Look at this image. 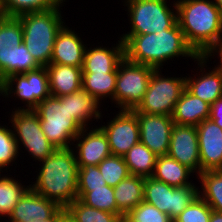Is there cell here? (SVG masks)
I'll return each mask as SVG.
<instances>
[{
    "label": "cell",
    "mask_w": 222,
    "mask_h": 222,
    "mask_svg": "<svg viewBox=\"0 0 222 222\" xmlns=\"http://www.w3.org/2000/svg\"><path fill=\"white\" fill-rule=\"evenodd\" d=\"M125 58L136 64L149 65L160 69L167 60L176 57H199L188 45L176 22L170 29L143 35H121Z\"/></svg>",
    "instance_id": "6da1fadb"
},
{
    "label": "cell",
    "mask_w": 222,
    "mask_h": 222,
    "mask_svg": "<svg viewBox=\"0 0 222 222\" xmlns=\"http://www.w3.org/2000/svg\"><path fill=\"white\" fill-rule=\"evenodd\" d=\"M75 149H56L40 162L36 181L30 187L44 198L66 208L77 199L78 164Z\"/></svg>",
    "instance_id": "7a4b0ae2"
},
{
    "label": "cell",
    "mask_w": 222,
    "mask_h": 222,
    "mask_svg": "<svg viewBox=\"0 0 222 222\" xmlns=\"http://www.w3.org/2000/svg\"><path fill=\"white\" fill-rule=\"evenodd\" d=\"M177 23L188 45L203 56L222 39V14L213 0H175Z\"/></svg>",
    "instance_id": "3957f363"
},
{
    "label": "cell",
    "mask_w": 222,
    "mask_h": 222,
    "mask_svg": "<svg viewBox=\"0 0 222 222\" xmlns=\"http://www.w3.org/2000/svg\"><path fill=\"white\" fill-rule=\"evenodd\" d=\"M63 4L46 11L17 16L22 24L23 43L41 67L50 64L56 35L65 25L60 10Z\"/></svg>",
    "instance_id": "277c9868"
},
{
    "label": "cell",
    "mask_w": 222,
    "mask_h": 222,
    "mask_svg": "<svg viewBox=\"0 0 222 222\" xmlns=\"http://www.w3.org/2000/svg\"><path fill=\"white\" fill-rule=\"evenodd\" d=\"M33 110L38 114L42 130L53 146L57 149L72 148L73 140L83 127L68 110V95H50Z\"/></svg>",
    "instance_id": "5b68a950"
},
{
    "label": "cell",
    "mask_w": 222,
    "mask_h": 222,
    "mask_svg": "<svg viewBox=\"0 0 222 222\" xmlns=\"http://www.w3.org/2000/svg\"><path fill=\"white\" fill-rule=\"evenodd\" d=\"M130 30L123 35H143L170 29L177 22L176 2L167 0H124Z\"/></svg>",
    "instance_id": "8992f818"
},
{
    "label": "cell",
    "mask_w": 222,
    "mask_h": 222,
    "mask_svg": "<svg viewBox=\"0 0 222 222\" xmlns=\"http://www.w3.org/2000/svg\"><path fill=\"white\" fill-rule=\"evenodd\" d=\"M184 89L185 77H165L162 75L161 69H155L142 101L132 111L172 116L176 102Z\"/></svg>",
    "instance_id": "52a82bcc"
},
{
    "label": "cell",
    "mask_w": 222,
    "mask_h": 222,
    "mask_svg": "<svg viewBox=\"0 0 222 222\" xmlns=\"http://www.w3.org/2000/svg\"><path fill=\"white\" fill-rule=\"evenodd\" d=\"M155 69L149 65L132 63L124 58L117 66L115 107H120V110L135 109L142 101Z\"/></svg>",
    "instance_id": "ba28073f"
},
{
    "label": "cell",
    "mask_w": 222,
    "mask_h": 222,
    "mask_svg": "<svg viewBox=\"0 0 222 222\" xmlns=\"http://www.w3.org/2000/svg\"><path fill=\"white\" fill-rule=\"evenodd\" d=\"M12 110L10 122L13 127V134L16 139L18 150L21 144L25 150L32 155L35 161H43L50 156L57 148L53 146L45 136L38 114L33 109ZM21 142V143H20Z\"/></svg>",
    "instance_id": "9c48e42d"
},
{
    "label": "cell",
    "mask_w": 222,
    "mask_h": 222,
    "mask_svg": "<svg viewBox=\"0 0 222 222\" xmlns=\"http://www.w3.org/2000/svg\"><path fill=\"white\" fill-rule=\"evenodd\" d=\"M1 95L5 98L15 96V99L17 98L25 104L16 109H34L40 101L51 95L46 67L6 77L0 83Z\"/></svg>",
    "instance_id": "30bf717a"
},
{
    "label": "cell",
    "mask_w": 222,
    "mask_h": 222,
    "mask_svg": "<svg viewBox=\"0 0 222 222\" xmlns=\"http://www.w3.org/2000/svg\"><path fill=\"white\" fill-rule=\"evenodd\" d=\"M196 185L172 187L153 177L144 178V201L166 213L173 221L199 195Z\"/></svg>",
    "instance_id": "8fae6325"
},
{
    "label": "cell",
    "mask_w": 222,
    "mask_h": 222,
    "mask_svg": "<svg viewBox=\"0 0 222 222\" xmlns=\"http://www.w3.org/2000/svg\"><path fill=\"white\" fill-rule=\"evenodd\" d=\"M113 117L100 128L107 137L111 154L123 157L140 141L138 118L132 110H119Z\"/></svg>",
    "instance_id": "7c38bea8"
},
{
    "label": "cell",
    "mask_w": 222,
    "mask_h": 222,
    "mask_svg": "<svg viewBox=\"0 0 222 222\" xmlns=\"http://www.w3.org/2000/svg\"><path fill=\"white\" fill-rule=\"evenodd\" d=\"M139 124L140 142L156 156L167 155L174 126L172 116L135 113Z\"/></svg>",
    "instance_id": "4fadbf2b"
},
{
    "label": "cell",
    "mask_w": 222,
    "mask_h": 222,
    "mask_svg": "<svg viewBox=\"0 0 222 222\" xmlns=\"http://www.w3.org/2000/svg\"><path fill=\"white\" fill-rule=\"evenodd\" d=\"M167 155L199 175L201 165L196 126L174 124Z\"/></svg>",
    "instance_id": "5bb4252c"
},
{
    "label": "cell",
    "mask_w": 222,
    "mask_h": 222,
    "mask_svg": "<svg viewBox=\"0 0 222 222\" xmlns=\"http://www.w3.org/2000/svg\"><path fill=\"white\" fill-rule=\"evenodd\" d=\"M89 128L90 126L83 128L73 140L74 143L76 141V144L73 143L72 145H75L76 151L74 153L78 167L84 165L97 166L105 158L112 155L103 130L100 127Z\"/></svg>",
    "instance_id": "9a60e30c"
},
{
    "label": "cell",
    "mask_w": 222,
    "mask_h": 222,
    "mask_svg": "<svg viewBox=\"0 0 222 222\" xmlns=\"http://www.w3.org/2000/svg\"><path fill=\"white\" fill-rule=\"evenodd\" d=\"M197 128L201 173L222 170V129L210 119L202 121Z\"/></svg>",
    "instance_id": "2e32d148"
},
{
    "label": "cell",
    "mask_w": 222,
    "mask_h": 222,
    "mask_svg": "<svg viewBox=\"0 0 222 222\" xmlns=\"http://www.w3.org/2000/svg\"><path fill=\"white\" fill-rule=\"evenodd\" d=\"M61 207L54 201L44 198L31 187L15 205L8 222H28L47 220Z\"/></svg>",
    "instance_id": "e0dca14e"
},
{
    "label": "cell",
    "mask_w": 222,
    "mask_h": 222,
    "mask_svg": "<svg viewBox=\"0 0 222 222\" xmlns=\"http://www.w3.org/2000/svg\"><path fill=\"white\" fill-rule=\"evenodd\" d=\"M69 28L64 25L57 33L50 64L82 67L87 46L80 35Z\"/></svg>",
    "instance_id": "ac0fdd59"
},
{
    "label": "cell",
    "mask_w": 222,
    "mask_h": 222,
    "mask_svg": "<svg viewBox=\"0 0 222 222\" xmlns=\"http://www.w3.org/2000/svg\"><path fill=\"white\" fill-rule=\"evenodd\" d=\"M195 61H197L199 65L198 68L200 67L201 75L198 74L197 77L193 74L194 78L186 76L185 88L195 97L211 105L222 97V72L215 68L211 71L205 70L208 65H206L207 60L203 56H199Z\"/></svg>",
    "instance_id": "d6986e66"
},
{
    "label": "cell",
    "mask_w": 222,
    "mask_h": 222,
    "mask_svg": "<svg viewBox=\"0 0 222 222\" xmlns=\"http://www.w3.org/2000/svg\"><path fill=\"white\" fill-rule=\"evenodd\" d=\"M89 48L85 50L83 74L117 73L118 64L125 58L124 43L120 38L112 48L103 45Z\"/></svg>",
    "instance_id": "ffe728a7"
},
{
    "label": "cell",
    "mask_w": 222,
    "mask_h": 222,
    "mask_svg": "<svg viewBox=\"0 0 222 222\" xmlns=\"http://www.w3.org/2000/svg\"><path fill=\"white\" fill-rule=\"evenodd\" d=\"M50 94L55 97L69 95L82 88V67L48 64Z\"/></svg>",
    "instance_id": "44dd1931"
},
{
    "label": "cell",
    "mask_w": 222,
    "mask_h": 222,
    "mask_svg": "<svg viewBox=\"0 0 222 222\" xmlns=\"http://www.w3.org/2000/svg\"><path fill=\"white\" fill-rule=\"evenodd\" d=\"M210 104L195 97L186 88L176 102L172 119L175 124L198 126L209 119Z\"/></svg>",
    "instance_id": "7402d4cb"
},
{
    "label": "cell",
    "mask_w": 222,
    "mask_h": 222,
    "mask_svg": "<svg viewBox=\"0 0 222 222\" xmlns=\"http://www.w3.org/2000/svg\"><path fill=\"white\" fill-rule=\"evenodd\" d=\"M23 42V29L17 17H5L0 23V83L9 76V55Z\"/></svg>",
    "instance_id": "603a6c76"
},
{
    "label": "cell",
    "mask_w": 222,
    "mask_h": 222,
    "mask_svg": "<svg viewBox=\"0 0 222 222\" xmlns=\"http://www.w3.org/2000/svg\"><path fill=\"white\" fill-rule=\"evenodd\" d=\"M144 177L130 175L114 187L117 215L126 216L144 201Z\"/></svg>",
    "instance_id": "cb8c5ba5"
},
{
    "label": "cell",
    "mask_w": 222,
    "mask_h": 222,
    "mask_svg": "<svg viewBox=\"0 0 222 222\" xmlns=\"http://www.w3.org/2000/svg\"><path fill=\"white\" fill-rule=\"evenodd\" d=\"M191 173L194 174V172L185 165L180 164L169 155H163L157 157L152 177L172 187H183L195 185L189 180Z\"/></svg>",
    "instance_id": "d4e9b609"
},
{
    "label": "cell",
    "mask_w": 222,
    "mask_h": 222,
    "mask_svg": "<svg viewBox=\"0 0 222 222\" xmlns=\"http://www.w3.org/2000/svg\"><path fill=\"white\" fill-rule=\"evenodd\" d=\"M100 106V103L82 88L68 95V110L83 128L87 127L88 123L92 124V118L101 120L103 116Z\"/></svg>",
    "instance_id": "484cf974"
},
{
    "label": "cell",
    "mask_w": 222,
    "mask_h": 222,
    "mask_svg": "<svg viewBox=\"0 0 222 222\" xmlns=\"http://www.w3.org/2000/svg\"><path fill=\"white\" fill-rule=\"evenodd\" d=\"M157 157L140 141L123 156L130 174L144 178L153 176Z\"/></svg>",
    "instance_id": "4316f807"
},
{
    "label": "cell",
    "mask_w": 222,
    "mask_h": 222,
    "mask_svg": "<svg viewBox=\"0 0 222 222\" xmlns=\"http://www.w3.org/2000/svg\"><path fill=\"white\" fill-rule=\"evenodd\" d=\"M197 177L202 187L199 196L214 211L222 213V170L203 171Z\"/></svg>",
    "instance_id": "83f0119b"
},
{
    "label": "cell",
    "mask_w": 222,
    "mask_h": 222,
    "mask_svg": "<svg viewBox=\"0 0 222 222\" xmlns=\"http://www.w3.org/2000/svg\"><path fill=\"white\" fill-rule=\"evenodd\" d=\"M117 73L82 75V89L91 94L100 104L107 97L114 102Z\"/></svg>",
    "instance_id": "f1b7e54d"
},
{
    "label": "cell",
    "mask_w": 222,
    "mask_h": 222,
    "mask_svg": "<svg viewBox=\"0 0 222 222\" xmlns=\"http://www.w3.org/2000/svg\"><path fill=\"white\" fill-rule=\"evenodd\" d=\"M77 198L90 207L117 214L114 187L77 188Z\"/></svg>",
    "instance_id": "f546056e"
},
{
    "label": "cell",
    "mask_w": 222,
    "mask_h": 222,
    "mask_svg": "<svg viewBox=\"0 0 222 222\" xmlns=\"http://www.w3.org/2000/svg\"><path fill=\"white\" fill-rule=\"evenodd\" d=\"M29 188L30 185L24 186L10 175L1 177L0 172V219L9 217L15 205Z\"/></svg>",
    "instance_id": "4dcf8cb0"
},
{
    "label": "cell",
    "mask_w": 222,
    "mask_h": 222,
    "mask_svg": "<svg viewBox=\"0 0 222 222\" xmlns=\"http://www.w3.org/2000/svg\"><path fill=\"white\" fill-rule=\"evenodd\" d=\"M67 215L74 222H122V216L99 210L75 199L66 208Z\"/></svg>",
    "instance_id": "1f68e13d"
},
{
    "label": "cell",
    "mask_w": 222,
    "mask_h": 222,
    "mask_svg": "<svg viewBox=\"0 0 222 222\" xmlns=\"http://www.w3.org/2000/svg\"><path fill=\"white\" fill-rule=\"evenodd\" d=\"M62 2L66 0H0V5L7 17H17L29 12L46 11Z\"/></svg>",
    "instance_id": "d6a6232c"
},
{
    "label": "cell",
    "mask_w": 222,
    "mask_h": 222,
    "mask_svg": "<svg viewBox=\"0 0 222 222\" xmlns=\"http://www.w3.org/2000/svg\"><path fill=\"white\" fill-rule=\"evenodd\" d=\"M108 186L115 187L121 180L126 179L131 174L124 158L111 155L97 165Z\"/></svg>",
    "instance_id": "836d02e7"
},
{
    "label": "cell",
    "mask_w": 222,
    "mask_h": 222,
    "mask_svg": "<svg viewBox=\"0 0 222 222\" xmlns=\"http://www.w3.org/2000/svg\"><path fill=\"white\" fill-rule=\"evenodd\" d=\"M40 67L41 66L28 52L23 42L19 46H15L11 49L9 55V76L13 74H23Z\"/></svg>",
    "instance_id": "e575fe53"
},
{
    "label": "cell",
    "mask_w": 222,
    "mask_h": 222,
    "mask_svg": "<svg viewBox=\"0 0 222 222\" xmlns=\"http://www.w3.org/2000/svg\"><path fill=\"white\" fill-rule=\"evenodd\" d=\"M8 125L0 124V172L3 168L9 169V165L17 160L19 155L18 145L12 129Z\"/></svg>",
    "instance_id": "d590c367"
},
{
    "label": "cell",
    "mask_w": 222,
    "mask_h": 222,
    "mask_svg": "<svg viewBox=\"0 0 222 222\" xmlns=\"http://www.w3.org/2000/svg\"><path fill=\"white\" fill-rule=\"evenodd\" d=\"M212 210L198 195L173 222H209Z\"/></svg>",
    "instance_id": "8d00e7d4"
},
{
    "label": "cell",
    "mask_w": 222,
    "mask_h": 222,
    "mask_svg": "<svg viewBox=\"0 0 222 222\" xmlns=\"http://www.w3.org/2000/svg\"><path fill=\"white\" fill-rule=\"evenodd\" d=\"M126 217L131 222H173L166 213L145 201L138 204Z\"/></svg>",
    "instance_id": "74e56055"
},
{
    "label": "cell",
    "mask_w": 222,
    "mask_h": 222,
    "mask_svg": "<svg viewBox=\"0 0 222 222\" xmlns=\"http://www.w3.org/2000/svg\"><path fill=\"white\" fill-rule=\"evenodd\" d=\"M107 185L98 166L84 165L78 169L77 188H98Z\"/></svg>",
    "instance_id": "f35d334b"
},
{
    "label": "cell",
    "mask_w": 222,
    "mask_h": 222,
    "mask_svg": "<svg viewBox=\"0 0 222 222\" xmlns=\"http://www.w3.org/2000/svg\"><path fill=\"white\" fill-rule=\"evenodd\" d=\"M215 55H218V58H220V64L215 65L214 68L222 72V39L218 40L207 52H205V54H203V57L207 60V62H209V59L213 58Z\"/></svg>",
    "instance_id": "ab89813d"
},
{
    "label": "cell",
    "mask_w": 222,
    "mask_h": 222,
    "mask_svg": "<svg viewBox=\"0 0 222 222\" xmlns=\"http://www.w3.org/2000/svg\"><path fill=\"white\" fill-rule=\"evenodd\" d=\"M209 119L222 129V97L210 105Z\"/></svg>",
    "instance_id": "60d3db41"
},
{
    "label": "cell",
    "mask_w": 222,
    "mask_h": 222,
    "mask_svg": "<svg viewBox=\"0 0 222 222\" xmlns=\"http://www.w3.org/2000/svg\"><path fill=\"white\" fill-rule=\"evenodd\" d=\"M67 215L66 209L61 207L51 218L41 221V220H31L28 222H61V220Z\"/></svg>",
    "instance_id": "b9f144b4"
},
{
    "label": "cell",
    "mask_w": 222,
    "mask_h": 222,
    "mask_svg": "<svg viewBox=\"0 0 222 222\" xmlns=\"http://www.w3.org/2000/svg\"><path fill=\"white\" fill-rule=\"evenodd\" d=\"M209 222H222V213L212 210Z\"/></svg>",
    "instance_id": "7bdbcfd3"
},
{
    "label": "cell",
    "mask_w": 222,
    "mask_h": 222,
    "mask_svg": "<svg viewBox=\"0 0 222 222\" xmlns=\"http://www.w3.org/2000/svg\"><path fill=\"white\" fill-rule=\"evenodd\" d=\"M213 2L222 14V0H214Z\"/></svg>",
    "instance_id": "ee69618b"
},
{
    "label": "cell",
    "mask_w": 222,
    "mask_h": 222,
    "mask_svg": "<svg viewBox=\"0 0 222 222\" xmlns=\"http://www.w3.org/2000/svg\"><path fill=\"white\" fill-rule=\"evenodd\" d=\"M6 17L5 11L2 9L1 5H0V23L2 22V20Z\"/></svg>",
    "instance_id": "f6af8a7d"
},
{
    "label": "cell",
    "mask_w": 222,
    "mask_h": 222,
    "mask_svg": "<svg viewBox=\"0 0 222 222\" xmlns=\"http://www.w3.org/2000/svg\"><path fill=\"white\" fill-rule=\"evenodd\" d=\"M61 222H74L68 215H66Z\"/></svg>",
    "instance_id": "bcb514c9"
},
{
    "label": "cell",
    "mask_w": 222,
    "mask_h": 222,
    "mask_svg": "<svg viewBox=\"0 0 222 222\" xmlns=\"http://www.w3.org/2000/svg\"><path fill=\"white\" fill-rule=\"evenodd\" d=\"M122 222H131L126 216L122 218Z\"/></svg>",
    "instance_id": "7dc6e473"
}]
</instances>
